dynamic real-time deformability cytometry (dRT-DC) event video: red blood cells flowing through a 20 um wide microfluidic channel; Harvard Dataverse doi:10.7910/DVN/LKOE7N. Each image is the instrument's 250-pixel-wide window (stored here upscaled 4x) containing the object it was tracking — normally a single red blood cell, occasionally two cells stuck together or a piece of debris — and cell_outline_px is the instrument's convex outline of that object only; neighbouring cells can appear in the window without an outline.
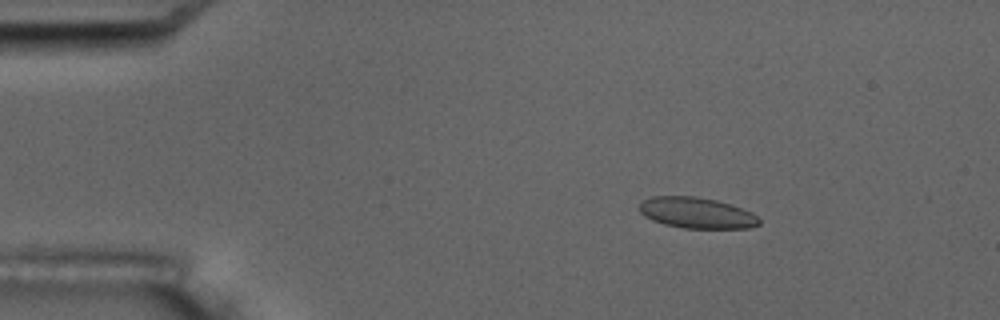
{"species": "common noctule bat (a hibernating species)", "species_latin": "Nyctalus noctula", "temperature_condition": "room temperature", "stored_images_in_passage": 6, "camera_frame_rate_fps": 3000, "um_per_image_px": 0.085, "animal": {"sex": "male", "body_mass_g": 17.5, "forearm_length_mm": 52.3}, "frame": {"image": 1, "passage_image": 3, "time_ms": 2.333, "image_size_px": [1000, 320], "cell_outline_px": [[760, 224], [752, 228], [684, 228], [664, 224], [652, 220], [644, 216], [640, 212], [640, 200], [652, 196], [696, 196], [716, 200], [732, 204], [752, 212], [760, 220]], "centroid_in_image_um": [59.22, 18.09], "position_along_channel_um": 25.8, "area_um2": 21.79}}